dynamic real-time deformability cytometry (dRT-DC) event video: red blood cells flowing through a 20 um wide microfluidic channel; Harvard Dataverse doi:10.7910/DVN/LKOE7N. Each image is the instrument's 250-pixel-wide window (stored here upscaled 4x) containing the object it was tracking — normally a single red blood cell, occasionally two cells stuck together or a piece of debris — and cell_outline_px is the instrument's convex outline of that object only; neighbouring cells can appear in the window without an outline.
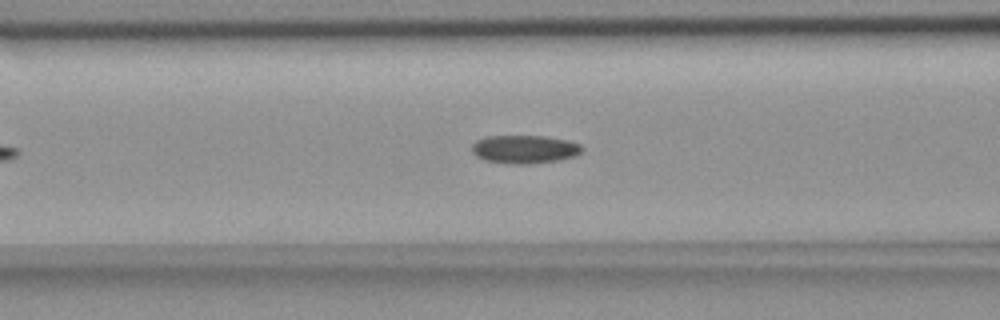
{"species": "common noctule bat (a hibernating species)", "species_latin": "Nyctalus noctula", "temperature_condition": "room temperature", "stored_images_in_passage": 33, "camera_frame_rate_fps": 3000, "um_per_image_px": 0.085, "animal": {"sex": "female", "body_mass_g": 18.4}, "frame": {"image": 1, "passage_image": 11, "time_ms": 3.333, "image_size_px": [1000, 320], "cell_outline_px": [[584, 152], [576, 156], [560, 160], [524, 164], [512, 164], [484, 160], [476, 156], [472, 152], [472, 144], [476, 140], [484, 136], [544, 136], [568, 140], [580, 144], [584, 148]], "centroid_in_image_um": [44.61, 12.68], "position_along_channel_um": 122.0, "area_um2": 18.38}}
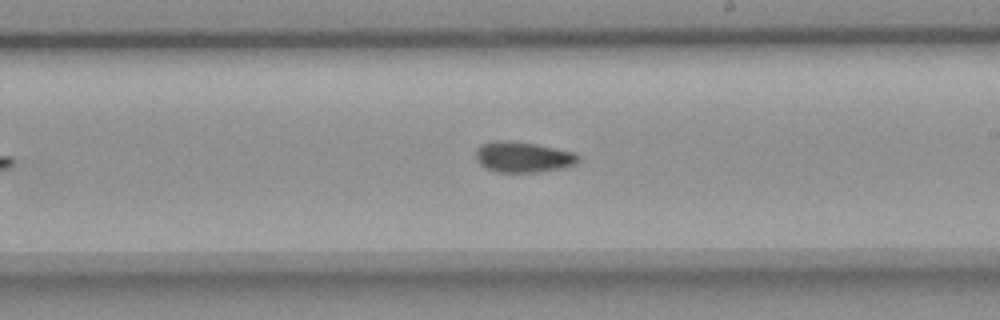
{"frame": {"image": 2, "passage_image": 21, "time_ms": 6.667, "image_size_px": [1000, 320], "cell_outline_px": [[580, 160], [576, 164], [568, 168], [536, 172], [496, 172], [484, 168], [476, 160], [476, 148], [480, 144], [492, 140], [512, 140], [536, 144], [576, 152], [580, 156]], "centroid_in_image_um": [44.47, 13.34], "position_along_channel_um": 244.5, "area_um2": 18.9}}
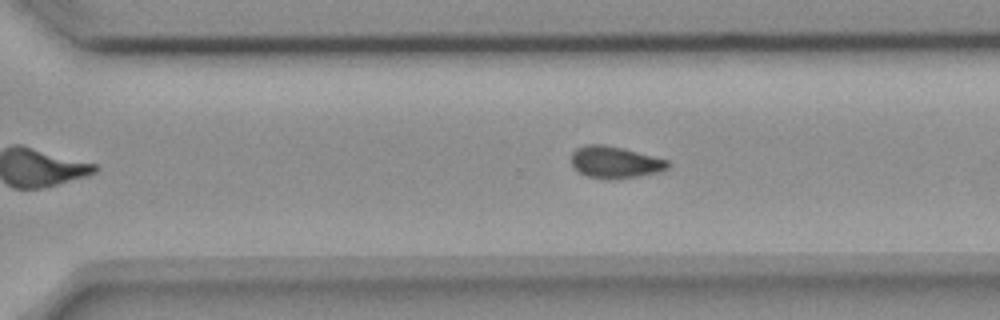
{"frame": {"image": 3, "passage_image": 27, "time_ms": 8.667, "image_size_px": [1000, 320], "cell_outline_px": [[672, 164], [668, 168], [660, 172], [636, 176], [588, 176], [580, 172], [572, 164], [572, 152], [576, 148], [584, 144], [604, 144], [624, 148], [668, 160]], "centroid_in_image_um": [52.31, 13.72], "position_along_channel_um": 318.3, "area_um2": 17.28}}